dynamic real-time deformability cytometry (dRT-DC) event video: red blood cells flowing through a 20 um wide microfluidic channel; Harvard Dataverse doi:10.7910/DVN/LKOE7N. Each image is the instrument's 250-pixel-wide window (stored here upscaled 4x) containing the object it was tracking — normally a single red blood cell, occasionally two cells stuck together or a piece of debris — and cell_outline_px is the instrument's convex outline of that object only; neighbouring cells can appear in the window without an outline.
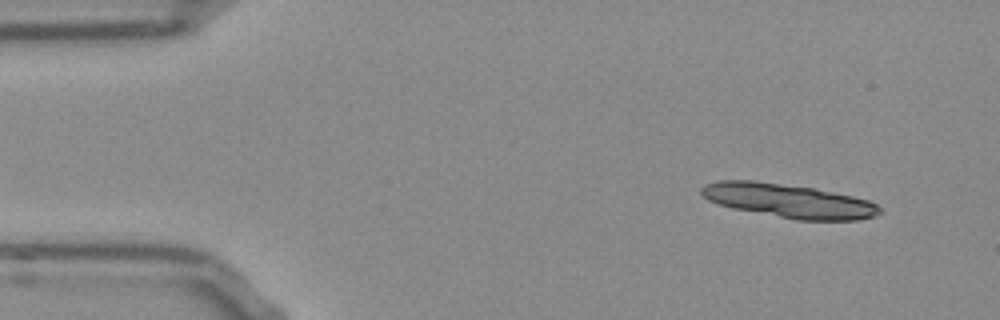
{"species": "Egyptian fruit bat (a non-hibernating species)", "species_latin": "Rousettus aegyptiacus", "temperature_condition": "room temperature", "stored_images_in_passage": 11, "camera_frame_rate_fps": 3000, "um_per_image_px": 0.085, "frame": {"image": 1, "passage_image": 1, "time_ms": 0.0, "image_size_px": [1000, 320], "cell_outline_px": [[880, 212], [876, 216], [860, 220], [796, 220], [732, 208], [708, 200], [700, 192], [700, 188], [704, 184], [720, 180], [756, 180], [812, 188], [852, 196], [868, 200], [876, 204], [880, 208]], "centroid_in_image_um": [67.01, 17.07], "position_along_channel_um": 18.0, "area_um2": 35.08}}